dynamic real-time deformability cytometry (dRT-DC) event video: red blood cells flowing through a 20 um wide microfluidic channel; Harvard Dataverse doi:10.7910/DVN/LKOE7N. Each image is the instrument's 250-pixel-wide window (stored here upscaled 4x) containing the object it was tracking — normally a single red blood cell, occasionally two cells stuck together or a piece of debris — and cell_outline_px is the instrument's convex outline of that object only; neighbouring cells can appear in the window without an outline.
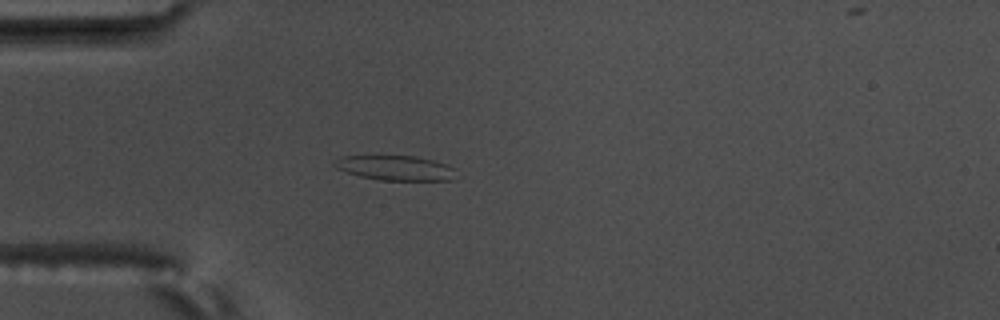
{"species": "common noctule bat (a hibernating species)", "species_latin": "Nyctalus noctula", "temperature_condition": "warm", "stored_images_in_passage": 4, "camera_frame_rate_fps": 3000, "um_per_image_px": 0.085, "animal": {"sex": "male", "body_mass_g": 17.5, "forearm_length_mm": 52.3}, "frame": {"image": 1, "passage_image": 4, "time_ms": 1.0, "image_size_px": [1000, 320], "cell_outline_px": [[456, 168], [452, 180], [380, 180], [360, 176], [336, 168], [332, 164], [340, 156], [416, 156], [432, 160]], "centroid_in_image_um": [33.6, 14.27], "position_along_channel_um": 51.4, "area_um2": 17.4}}